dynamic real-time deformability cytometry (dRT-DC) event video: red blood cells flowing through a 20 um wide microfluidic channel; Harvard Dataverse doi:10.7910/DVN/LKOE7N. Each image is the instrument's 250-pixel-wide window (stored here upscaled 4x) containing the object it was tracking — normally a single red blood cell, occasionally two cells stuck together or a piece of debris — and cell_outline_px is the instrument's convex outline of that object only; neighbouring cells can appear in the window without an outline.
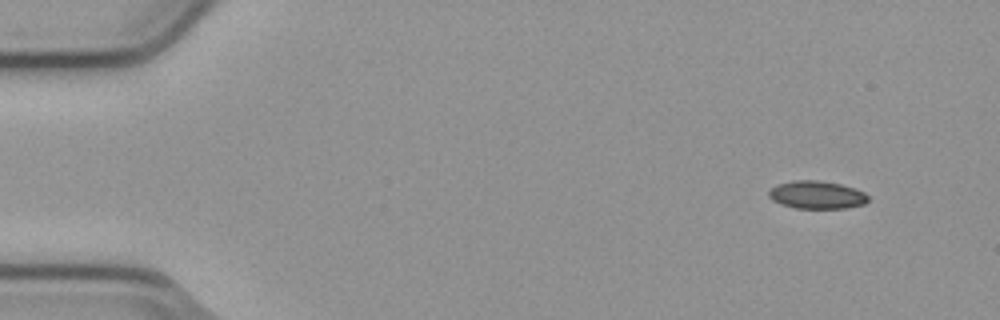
{"species": "common noctule bat (a hibernating species)", "species_latin": "Nyctalus noctula", "temperature_condition": "cold", "stored_images_in_passage": 10, "camera_frame_rate_fps": 3000, "um_per_image_px": 0.085, "animal": {"sex": "male", "body_mass_g": 23.1, "forearm_length_mm": 52.7}, "frame": {"image": 1, "passage_image": 4, "time_ms": 1.0, "image_size_px": [1000, 320], "cell_outline_px": [[868, 200], [864, 204], [844, 208], [796, 208], [780, 204], [772, 200], [768, 196], [768, 192], [776, 184], [796, 180], [820, 180], [840, 184], [864, 192], [868, 196]], "centroid_in_image_um": [69.39, 16.56], "position_along_channel_um": 15.6, "area_um2": 16.07}}